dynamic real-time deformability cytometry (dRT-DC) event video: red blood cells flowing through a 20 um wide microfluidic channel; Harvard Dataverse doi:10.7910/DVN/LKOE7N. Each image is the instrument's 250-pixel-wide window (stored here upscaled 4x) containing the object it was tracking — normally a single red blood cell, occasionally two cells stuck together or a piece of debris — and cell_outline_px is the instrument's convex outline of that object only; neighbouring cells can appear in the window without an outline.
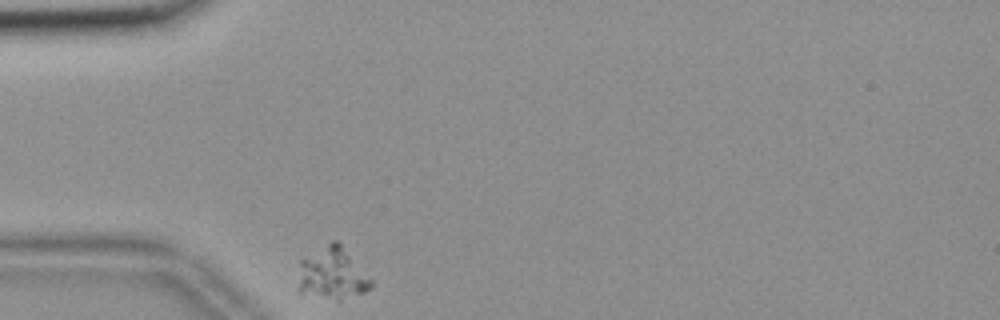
{"species": "common noctule bat (a hibernating species)", "species_latin": "Nyctalus noctula", "temperature_condition": "room temperature", "stored_images_in_passage": 36, "camera_frame_rate_fps": 3000, "um_per_image_px": 0.085, "animal": {"sex": "female", "body_mass_g": 18.4}, "frame": {"image": 1, "passage_image": 1, "time_ms": 0.0, "image_size_px": [1000, 320], "cell_outline_px": [[372, 288], [364, 292], [340, 300], [336, 300], [300, 292], [300, 260], [332, 240], [336, 240], [340, 244], [372, 280]], "centroid_in_image_um": [28.27, 23.26], "position_along_channel_um": 56.7, "area_um2": 21.44}}
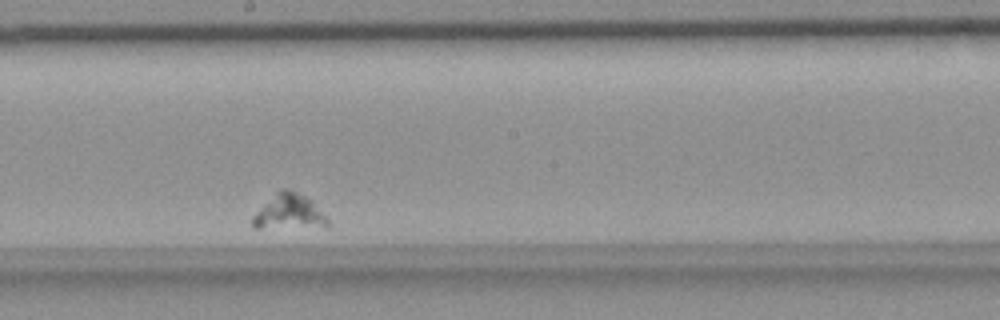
{"frame": {"image": 2, "passage_image": 20, "time_ms": 6.333, "image_size_px": [1000, 320], "cell_outline_px": [[328, 228], [252, 228], [252, 216], [276, 192], [284, 188], [288, 188], [312, 200], [328, 216]], "centroid_in_image_um": [24.62, 18.06], "position_along_channel_um": 223.6, "area_um2": 15.72}}
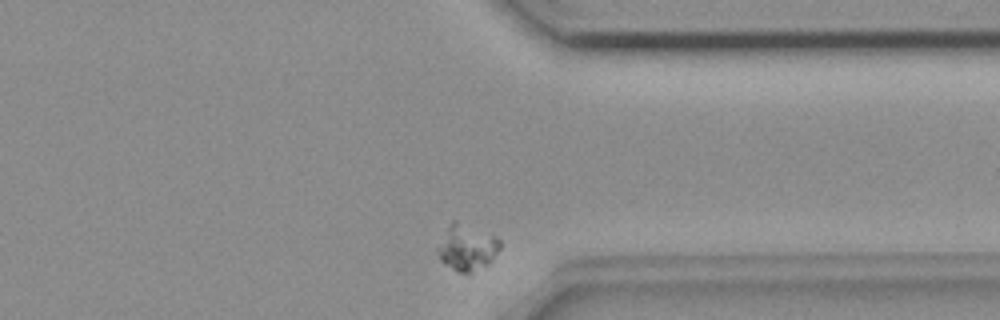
{"frame": {"image": 3, "passage_image": 35, "time_ms": 11.333, "image_size_px": [1000, 320], "cell_outline_px": [[500, 248], [492, 260], [488, 264], [468, 272], [460, 272], [452, 268], [440, 260], [436, 248], [452, 220], [456, 220], [496, 236], [500, 240]], "centroid_in_image_um": [39.69, 21.01], "position_along_channel_um": 371.7, "area_um2": 16.36}}